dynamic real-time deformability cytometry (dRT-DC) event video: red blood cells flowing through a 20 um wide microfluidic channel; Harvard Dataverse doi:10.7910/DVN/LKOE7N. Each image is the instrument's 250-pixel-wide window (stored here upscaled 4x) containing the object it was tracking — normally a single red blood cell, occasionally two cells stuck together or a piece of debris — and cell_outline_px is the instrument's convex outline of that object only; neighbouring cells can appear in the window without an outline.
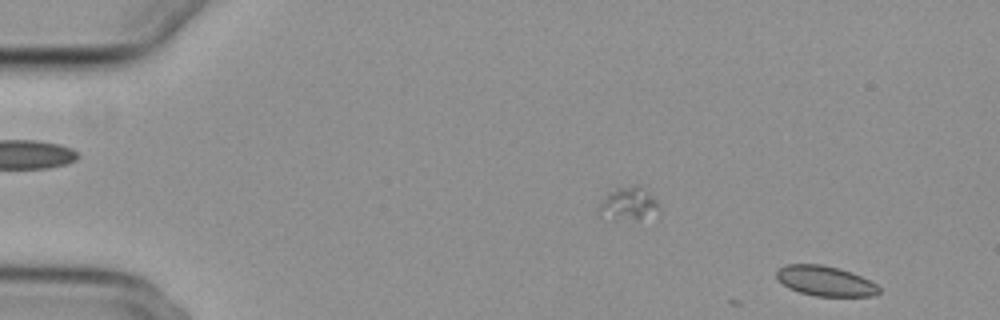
{"species": "common noctule bat (a hibernating species)", "species_latin": "Nyctalus noctula", "temperature_condition": "cold", "stored_images_in_passage": 5, "camera_frame_rate_fps": 3000, "um_per_image_px": 0.085, "animal": {"sex": "female", "body_mass_g": 29.2, "forearm_length_mm": 56.3}, "frame": {"image": 1, "passage_image": 2, "time_ms": 0.333, "image_size_px": [1000, 320], "cell_outline_px": [[880, 292], [876, 296], [816, 296], [800, 292], [788, 288], [776, 280], [776, 268], [788, 264], [820, 264], [840, 268], [852, 272], [876, 284], [880, 288]], "centroid_in_image_um": [70.11, 23.88], "position_along_channel_um": 14.9, "area_um2": 18.15}}